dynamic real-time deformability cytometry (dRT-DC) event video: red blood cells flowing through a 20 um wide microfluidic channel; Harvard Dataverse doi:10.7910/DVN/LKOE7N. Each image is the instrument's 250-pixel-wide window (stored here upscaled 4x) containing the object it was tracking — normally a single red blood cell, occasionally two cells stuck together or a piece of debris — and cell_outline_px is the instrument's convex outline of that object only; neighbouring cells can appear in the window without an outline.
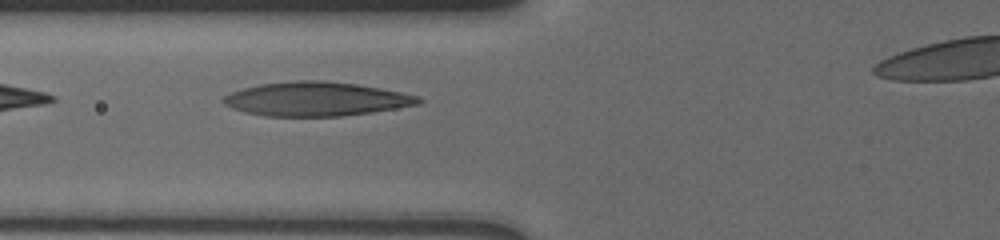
{"species": "human", "species_latin": "Homo sapiens", "temperature_condition": "cold", "stored_images_in_passage": 4, "camera_frame_rate_fps": 3000, "um_per_image_px": 0.085, "donor": {"sex": "male"}, "frame": {"image": 1, "passage_image": 3, "time_ms": 1.667, "image_size_px": [1000, 240], "cell_outline_px": [[424, 100], [420, 104], [372, 112], [340, 116], [264, 116], [244, 112], [232, 108], [224, 104], [220, 100], [224, 96], [232, 92], [244, 88], [260, 84], [292, 80], [320, 80], [356, 84], [380, 88], [420, 96]], "centroid_in_image_um": [26.86, 8.41], "position_along_channel_um": 98.9, "area_um2": 38.73}}
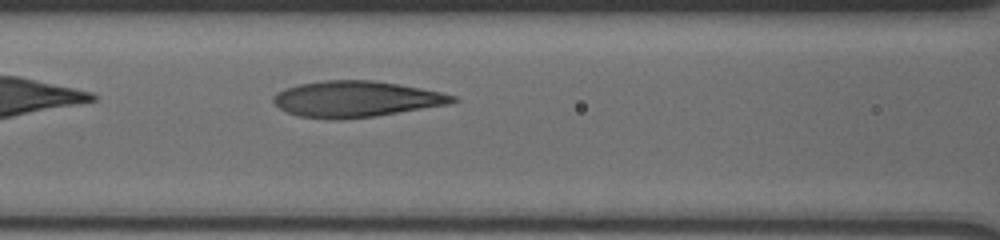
{"frame": {"image": 2, "passage_image": 4, "time_ms": 2.667, "image_size_px": [1000, 240], "cell_outline_px": [[460, 100], [448, 104], [376, 116], [340, 120], [332, 120], [296, 116], [280, 108], [272, 100], [272, 96], [276, 92], [284, 88], [300, 84], [324, 80], [372, 80], [420, 88], [440, 92], [456, 96]], "centroid_in_image_um": [30.22, 8.43], "position_along_channel_um": 136.4, "area_um2": 37.69}}